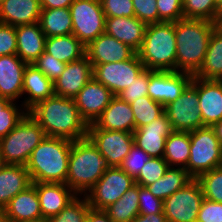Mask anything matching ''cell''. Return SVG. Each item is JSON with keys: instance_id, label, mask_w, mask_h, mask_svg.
I'll list each match as a JSON object with an SVG mask.
<instances>
[{"instance_id": "cell-40", "label": "cell", "mask_w": 222, "mask_h": 222, "mask_svg": "<svg viewBox=\"0 0 222 222\" xmlns=\"http://www.w3.org/2000/svg\"><path fill=\"white\" fill-rule=\"evenodd\" d=\"M16 102L11 101L4 109L0 111V139L6 136L28 111L20 104L17 106Z\"/></svg>"}, {"instance_id": "cell-10", "label": "cell", "mask_w": 222, "mask_h": 222, "mask_svg": "<svg viewBox=\"0 0 222 222\" xmlns=\"http://www.w3.org/2000/svg\"><path fill=\"white\" fill-rule=\"evenodd\" d=\"M135 184V179L120 167H110L85 196L91 208L104 210Z\"/></svg>"}, {"instance_id": "cell-6", "label": "cell", "mask_w": 222, "mask_h": 222, "mask_svg": "<svg viewBox=\"0 0 222 222\" xmlns=\"http://www.w3.org/2000/svg\"><path fill=\"white\" fill-rule=\"evenodd\" d=\"M45 138L42 127L28 113L17 126L0 139V156L6 164L24 165Z\"/></svg>"}, {"instance_id": "cell-53", "label": "cell", "mask_w": 222, "mask_h": 222, "mask_svg": "<svg viewBox=\"0 0 222 222\" xmlns=\"http://www.w3.org/2000/svg\"><path fill=\"white\" fill-rule=\"evenodd\" d=\"M211 128L214 130L216 137L222 145V120L215 123Z\"/></svg>"}, {"instance_id": "cell-37", "label": "cell", "mask_w": 222, "mask_h": 222, "mask_svg": "<svg viewBox=\"0 0 222 222\" xmlns=\"http://www.w3.org/2000/svg\"><path fill=\"white\" fill-rule=\"evenodd\" d=\"M90 208L86 196L77 195L64 209L46 222H86Z\"/></svg>"}, {"instance_id": "cell-25", "label": "cell", "mask_w": 222, "mask_h": 222, "mask_svg": "<svg viewBox=\"0 0 222 222\" xmlns=\"http://www.w3.org/2000/svg\"><path fill=\"white\" fill-rule=\"evenodd\" d=\"M16 29L17 56L27 64H33L44 52L46 36L39 23L19 25Z\"/></svg>"}, {"instance_id": "cell-23", "label": "cell", "mask_w": 222, "mask_h": 222, "mask_svg": "<svg viewBox=\"0 0 222 222\" xmlns=\"http://www.w3.org/2000/svg\"><path fill=\"white\" fill-rule=\"evenodd\" d=\"M24 97L21 105L29 111L37 103L54 95L53 82L48 79L36 66L27 64L23 74L22 95Z\"/></svg>"}, {"instance_id": "cell-35", "label": "cell", "mask_w": 222, "mask_h": 222, "mask_svg": "<svg viewBox=\"0 0 222 222\" xmlns=\"http://www.w3.org/2000/svg\"><path fill=\"white\" fill-rule=\"evenodd\" d=\"M130 105L134 114L135 129L149 124L164 112V106L149 96L140 97Z\"/></svg>"}, {"instance_id": "cell-5", "label": "cell", "mask_w": 222, "mask_h": 222, "mask_svg": "<svg viewBox=\"0 0 222 222\" xmlns=\"http://www.w3.org/2000/svg\"><path fill=\"white\" fill-rule=\"evenodd\" d=\"M137 54L146 69L176 71L174 22L148 24Z\"/></svg>"}, {"instance_id": "cell-3", "label": "cell", "mask_w": 222, "mask_h": 222, "mask_svg": "<svg viewBox=\"0 0 222 222\" xmlns=\"http://www.w3.org/2000/svg\"><path fill=\"white\" fill-rule=\"evenodd\" d=\"M71 146L69 139L45 136L26 164L32 182L66 184Z\"/></svg>"}, {"instance_id": "cell-36", "label": "cell", "mask_w": 222, "mask_h": 222, "mask_svg": "<svg viewBox=\"0 0 222 222\" xmlns=\"http://www.w3.org/2000/svg\"><path fill=\"white\" fill-rule=\"evenodd\" d=\"M217 0H183V15L186 19H202L217 23Z\"/></svg>"}, {"instance_id": "cell-2", "label": "cell", "mask_w": 222, "mask_h": 222, "mask_svg": "<svg viewBox=\"0 0 222 222\" xmlns=\"http://www.w3.org/2000/svg\"><path fill=\"white\" fill-rule=\"evenodd\" d=\"M217 26V23L202 19L183 18L174 22L176 71L195 75L200 70L210 37Z\"/></svg>"}, {"instance_id": "cell-16", "label": "cell", "mask_w": 222, "mask_h": 222, "mask_svg": "<svg viewBox=\"0 0 222 222\" xmlns=\"http://www.w3.org/2000/svg\"><path fill=\"white\" fill-rule=\"evenodd\" d=\"M172 132L171 123L163 112L149 124L134 130V144L151 157H163L166 139Z\"/></svg>"}, {"instance_id": "cell-7", "label": "cell", "mask_w": 222, "mask_h": 222, "mask_svg": "<svg viewBox=\"0 0 222 222\" xmlns=\"http://www.w3.org/2000/svg\"><path fill=\"white\" fill-rule=\"evenodd\" d=\"M222 166V145L211 127L190 132V156L185 169L197 179L201 174Z\"/></svg>"}, {"instance_id": "cell-59", "label": "cell", "mask_w": 222, "mask_h": 222, "mask_svg": "<svg viewBox=\"0 0 222 222\" xmlns=\"http://www.w3.org/2000/svg\"><path fill=\"white\" fill-rule=\"evenodd\" d=\"M217 81L221 84V88H222V78L217 79Z\"/></svg>"}, {"instance_id": "cell-41", "label": "cell", "mask_w": 222, "mask_h": 222, "mask_svg": "<svg viewBox=\"0 0 222 222\" xmlns=\"http://www.w3.org/2000/svg\"><path fill=\"white\" fill-rule=\"evenodd\" d=\"M149 69H144L133 81L129 87L121 91L117 96L127 102L132 103L136 99L148 96Z\"/></svg>"}, {"instance_id": "cell-24", "label": "cell", "mask_w": 222, "mask_h": 222, "mask_svg": "<svg viewBox=\"0 0 222 222\" xmlns=\"http://www.w3.org/2000/svg\"><path fill=\"white\" fill-rule=\"evenodd\" d=\"M146 27L147 24L136 17H106L105 32L137 52Z\"/></svg>"}, {"instance_id": "cell-33", "label": "cell", "mask_w": 222, "mask_h": 222, "mask_svg": "<svg viewBox=\"0 0 222 222\" xmlns=\"http://www.w3.org/2000/svg\"><path fill=\"white\" fill-rule=\"evenodd\" d=\"M190 156V132L173 131L165 142L163 158L170 167L185 168Z\"/></svg>"}, {"instance_id": "cell-52", "label": "cell", "mask_w": 222, "mask_h": 222, "mask_svg": "<svg viewBox=\"0 0 222 222\" xmlns=\"http://www.w3.org/2000/svg\"><path fill=\"white\" fill-rule=\"evenodd\" d=\"M132 222H167L165 214H148V215H137Z\"/></svg>"}, {"instance_id": "cell-18", "label": "cell", "mask_w": 222, "mask_h": 222, "mask_svg": "<svg viewBox=\"0 0 222 222\" xmlns=\"http://www.w3.org/2000/svg\"><path fill=\"white\" fill-rule=\"evenodd\" d=\"M91 78L93 66L86 56L67 63L64 72L53 82L54 95L75 98Z\"/></svg>"}, {"instance_id": "cell-14", "label": "cell", "mask_w": 222, "mask_h": 222, "mask_svg": "<svg viewBox=\"0 0 222 222\" xmlns=\"http://www.w3.org/2000/svg\"><path fill=\"white\" fill-rule=\"evenodd\" d=\"M192 77L187 72L149 70L148 96L166 107L181 95Z\"/></svg>"}, {"instance_id": "cell-19", "label": "cell", "mask_w": 222, "mask_h": 222, "mask_svg": "<svg viewBox=\"0 0 222 222\" xmlns=\"http://www.w3.org/2000/svg\"><path fill=\"white\" fill-rule=\"evenodd\" d=\"M39 197L42 218L47 220L64 209L77 194L64 183L32 182Z\"/></svg>"}, {"instance_id": "cell-15", "label": "cell", "mask_w": 222, "mask_h": 222, "mask_svg": "<svg viewBox=\"0 0 222 222\" xmlns=\"http://www.w3.org/2000/svg\"><path fill=\"white\" fill-rule=\"evenodd\" d=\"M113 97L114 94L93 77L74 100L81 118L90 125L101 115Z\"/></svg>"}, {"instance_id": "cell-50", "label": "cell", "mask_w": 222, "mask_h": 222, "mask_svg": "<svg viewBox=\"0 0 222 222\" xmlns=\"http://www.w3.org/2000/svg\"><path fill=\"white\" fill-rule=\"evenodd\" d=\"M74 0H40L42 9L69 8Z\"/></svg>"}, {"instance_id": "cell-30", "label": "cell", "mask_w": 222, "mask_h": 222, "mask_svg": "<svg viewBox=\"0 0 222 222\" xmlns=\"http://www.w3.org/2000/svg\"><path fill=\"white\" fill-rule=\"evenodd\" d=\"M194 76L205 80L222 78V25L213 30L204 63Z\"/></svg>"}, {"instance_id": "cell-54", "label": "cell", "mask_w": 222, "mask_h": 222, "mask_svg": "<svg viewBox=\"0 0 222 222\" xmlns=\"http://www.w3.org/2000/svg\"><path fill=\"white\" fill-rule=\"evenodd\" d=\"M217 24L222 25V0H218Z\"/></svg>"}, {"instance_id": "cell-39", "label": "cell", "mask_w": 222, "mask_h": 222, "mask_svg": "<svg viewBox=\"0 0 222 222\" xmlns=\"http://www.w3.org/2000/svg\"><path fill=\"white\" fill-rule=\"evenodd\" d=\"M169 167L163 157H151L135 178V183L146 187L161 178Z\"/></svg>"}, {"instance_id": "cell-38", "label": "cell", "mask_w": 222, "mask_h": 222, "mask_svg": "<svg viewBox=\"0 0 222 222\" xmlns=\"http://www.w3.org/2000/svg\"><path fill=\"white\" fill-rule=\"evenodd\" d=\"M197 180L202 186L204 198L222 203V166L201 174Z\"/></svg>"}, {"instance_id": "cell-51", "label": "cell", "mask_w": 222, "mask_h": 222, "mask_svg": "<svg viewBox=\"0 0 222 222\" xmlns=\"http://www.w3.org/2000/svg\"><path fill=\"white\" fill-rule=\"evenodd\" d=\"M86 222H112L104 210L90 208L87 213Z\"/></svg>"}, {"instance_id": "cell-26", "label": "cell", "mask_w": 222, "mask_h": 222, "mask_svg": "<svg viewBox=\"0 0 222 222\" xmlns=\"http://www.w3.org/2000/svg\"><path fill=\"white\" fill-rule=\"evenodd\" d=\"M40 0H4L0 4V23L19 26L39 22Z\"/></svg>"}, {"instance_id": "cell-21", "label": "cell", "mask_w": 222, "mask_h": 222, "mask_svg": "<svg viewBox=\"0 0 222 222\" xmlns=\"http://www.w3.org/2000/svg\"><path fill=\"white\" fill-rule=\"evenodd\" d=\"M27 63L17 55L0 56V97L10 101L22 98L23 74Z\"/></svg>"}, {"instance_id": "cell-17", "label": "cell", "mask_w": 222, "mask_h": 222, "mask_svg": "<svg viewBox=\"0 0 222 222\" xmlns=\"http://www.w3.org/2000/svg\"><path fill=\"white\" fill-rule=\"evenodd\" d=\"M137 52L106 32L86 46L85 56L92 65L117 63L131 59Z\"/></svg>"}, {"instance_id": "cell-4", "label": "cell", "mask_w": 222, "mask_h": 222, "mask_svg": "<svg viewBox=\"0 0 222 222\" xmlns=\"http://www.w3.org/2000/svg\"><path fill=\"white\" fill-rule=\"evenodd\" d=\"M109 168L107 159L88 137L72 141L66 184L77 195H86Z\"/></svg>"}, {"instance_id": "cell-48", "label": "cell", "mask_w": 222, "mask_h": 222, "mask_svg": "<svg viewBox=\"0 0 222 222\" xmlns=\"http://www.w3.org/2000/svg\"><path fill=\"white\" fill-rule=\"evenodd\" d=\"M17 55L16 29L0 23V56Z\"/></svg>"}, {"instance_id": "cell-42", "label": "cell", "mask_w": 222, "mask_h": 222, "mask_svg": "<svg viewBox=\"0 0 222 222\" xmlns=\"http://www.w3.org/2000/svg\"><path fill=\"white\" fill-rule=\"evenodd\" d=\"M150 158V155L134 144L120 168L135 179Z\"/></svg>"}, {"instance_id": "cell-20", "label": "cell", "mask_w": 222, "mask_h": 222, "mask_svg": "<svg viewBox=\"0 0 222 222\" xmlns=\"http://www.w3.org/2000/svg\"><path fill=\"white\" fill-rule=\"evenodd\" d=\"M88 128L118 130L133 133L135 119L131 105L114 96L101 115Z\"/></svg>"}, {"instance_id": "cell-34", "label": "cell", "mask_w": 222, "mask_h": 222, "mask_svg": "<svg viewBox=\"0 0 222 222\" xmlns=\"http://www.w3.org/2000/svg\"><path fill=\"white\" fill-rule=\"evenodd\" d=\"M104 211L112 222H132L139 214L138 184L129 188L115 203Z\"/></svg>"}, {"instance_id": "cell-45", "label": "cell", "mask_w": 222, "mask_h": 222, "mask_svg": "<svg viewBox=\"0 0 222 222\" xmlns=\"http://www.w3.org/2000/svg\"><path fill=\"white\" fill-rule=\"evenodd\" d=\"M157 10L163 22H176L184 18L183 0H157Z\"/></svg>"}, {"instance_id": "cell-43", "label": "cell", "mask_w": 222, "mask_h": 222, "mask_svg": "<svg viewBox=\"0 0 222 222\" xmlns=\"http://www.w3.org/2000/svg\"><path fill=\"white\" fill-rule=\"evenodd\" d=\"M48 79L54 82L63 72L66 63L56 60L45 51L33 63Z\"/></svg>"}, {"instance_id": "cell-13", "label": "cell", "mask_w": 222, "mask_h": 222, "mask_svg": "<svg viewBox=\"0 0 222 222\" xmlns=\"http://www.w3.org/2000/svg\"><path fill=\"white\" fill-rule=\"evenodd\" d=\"M87 137L110 167H120L134 145L133 133L125 131L88 128Z\"/></svg>"}, {"instance_id": "cell-32", "label": "cell", "mask_w": 222, "mask_h": 222, "mask_svg": "<svg viewBox=\"0 0 222 222\" xmlns=\"http://www.w3.org/2000/svg\"><path fill=\"white\" fill-rule=\"evenodd\" d=\"M38 23L46 38L72 34L69 8L42 9Z\"/></svg>"}, {"instance_id": "cell-12", "label": "cell", "mask_w": 222, "mask_h": 222, "mask_svg": "<svg viewBox=\"0 0 222 222\" xmlns=\"http://www.w3.org/2000/svg\"><path fill=\"white\" fill-rule=\"evenodd\" d=\"M92 66L93 77L108 88L114 96L136 81V77L145 69L137 53L125 61Z\"/></svg>"}, {"instance_id": "cell-29", "label": "cell", "mask_w": 222, "mask_h": 222, "mask_svg": "<svg viewBox=\"0 0 222 222\" xmlns=\"http://www.w3.org/2000/svg\"><path fill=\"white\" fill-rule=\"evenodd\" d=\"M85 50L86 47L73 34L48 37L45 40L44 51L66 64L83 58Z\"/></svg>"}, {"instance_id": "cell-31", "label": "cell", "mask_w": 222, "mask_h": 222, "mask_svg": "<svg viewBox=\"0 0 222 222\" xmlns=\"http://www.w3.org/2000/svg\"><path fill=\"white\" fill-rule=\"evenodd\" d=\"M194 178L182 167H169L166 173L146 188L157 198L164 201L176 191L185 187Z\"/></svg>"}, {"instance_id": "cell-11", "label": "cell", "mask_w": 222, "mask_h": 222, "mask_svg": "<svg viewBox=\"0 0 222 222\" xmlns=\"http://www.w3.org/2000/svg\"><path fill=\"white\" fill-rule=\"evenodd\" d=\"M203 199L202 186L193 179L163 201L167 222H196Z\"/></svg>"}, {"instance_id": "cell-47", "label": "cell", "mask_w": 222, "mask_h": 222, "mask_svg": "<svg viewBox=\"0 0 222 222\" xmlns=\"http://www.w3.org/2000/svg\"><path fill=\"white\" fill-rule=\"evenodd\" d=\"M139 215L163 212V201L155 197L146 187L138 185Z\"/></svg>"}, {"instance_id": "cell-49", "label": "cell", "mask_w": 222, "mask_h": 222, "mask_svg": "<svg viewBox=\"0 0 222 222\" xmlns=\"http://www.w3.org/2000/svg\"><path fill=\"white\" fill-rule=\"evenodd\" d=\"M196 222H222V203L204 198Z\"/></svg>"}, {"instance_id": "cell-8", "label": "cell", "mask_w": 222, "mask_h": 222, "mask_svg": "<svg viewBox=\"0 0 222 222\" xmlns=\"http://www.w3.org/2000/svg\"><path fill=\"white\" fill-rule=\"evenodd\" d=\"M198 105V77L193 75L181 95L164 107L173 131L191 132L204 127Z\"/></svg>"}, {"instance_id": "cell-46", "label": "cell", "mask_w": 222, "mask_h": 222, "mask_svg": "<svg viewBox=\"0 0 222 222\" xmlns=\"http://www.w3.org/2000/svg\"><path fill=\"white\" fill-rule=\"evenodd\" d=\"M105 17H135L132 0H100Z\"/></svg>"}, {"instance_id": "cell-56", "label": "cell", "mask_w": 222, "mask_h": 222, "mask_svg": "<svg viewBox=\"0 0 222 222\" xmlns=\"http://www.w3.org/2000/svg\"><path fill=\"white\" fill-rule=\"evenodd\" d=\"M7 219H6V216L4 214V208H1L0 207V222H6Z\"/></svg>"}, {"instance_id": "cell-57", "label": "cell", "mask_w": 222, "mask_h": 222, "mask_svg": "<svg viewBox=\"0 0 222 222\" xmlns=\"http://www.w3.org/2000/svg\"><path fill=\"white\" fill-rule=\"evenodd\" d=\"M6 166L5 161L2 159V157L0 156V171Z\"/></svg>"}, {"instance_id": "cell-9", "label": "cell", "mask_w": 222, "mask_h": 222, "mask_svg": "<svg viewBox=\"0 0 222 222\" xmlns=\"http://www.w3.org/2000/svg\"><path fill=\"white\" fill-rule=\"evenodd\" d=\"M69 10L72 34L85 47L105 32L106 17L100 0H74Z\"/></svg>"}, {"instance_id": "cell-55", "label": "cell", "mask_w": 222, "mask_h": 222, "mask_svg": "<svg viewBox=\"0 0 222 222\" xmlns=\"http://www.w3.org/2000/svg\"><path fill=\"white\" fill-rule=\"evenodd\" d=\"M11 101L6 98L0 97V111L4 109Z\"/></svg>"}, {"instance_id": "cell-27", "label": "cell", "mask_w": 222, "mask_h": 222, "mask_svg": "<svg viewBox=\"0 0 222 222\" xmlns=\"http://www.w3.org/2000/svg\"><path fill=\"white\" fill-rule=\"evenodd\" d=\"M4 214L7 220H44L40 211V202L35 186L32 184L26 190L15 195L4 207Z\"/></svg>"}, {"instance_id": "cell-1", "label": "cell", "mask_w": 222, "mask_h": 222, "mask_svg": "<svg viewBox=\"0 0 222 222\" xmlns=\"http://www.w3.org/2000/svg\"><path fill=\"white\" fill-rule=\"evenodd\" d=\"M28 114L42 127L45 136L71 141L87 137L88 125L81 118L74 98L53 95L37 103Z\"/></svg>"}, {"instance_id": "cell-44", "label": "cell", "mask_w": 222, "mask_h": 222, "mask_svg": "<svg viewBox=\"0 0 222 222\" xmlns=\"http://www.w3.org/2000/svg\"><path fill=\"white\" fill-rule=\"evenodd\" d=\"M135 17L148 24L163 22L158 17L157 0H132Z\"/></svg>"}, {"instance_id": "cell-28", "label": "cell", "mask_w": 222, "mask_h": 222, "mask_svg": "<svg viewBox=\"0 0 222 222\" xmlns=\"http://www.w3.org/2000/svg\"><path fill=\"white\" fill-rule=\"evenodd\" d=\"M31 185L26 166L6 164L0 171V207L4 208L15 195Z\"/></svg>"}, {"instance_id": "cell-58", "label": "cell", "mask_w": 222, "mask_h": 222, "mask_svg": "<svg viewBox=\"0 0 222 222\" xmlns=\"http://www.w3.org/2000/svg\"><path fill=\"white\" fill-rule=\"evenodd\" d=\"M6 222H46V220H40V221H14V220H7Z\"/></svg>"}, {"instance_id": "cell-22", "label": "cell", "mask_w": 222, "mask_h": 222, "mask_svg": "<svg viewBox=\"0 0 222 222\" xmlns=\"http://www.w3.org/2000/svg\"><path fill=\"white\" fill-rule=\"evenodd\" d=\"M198 100L204 127L222 120V88L217 80L198 78Z\"/></svg>"}]
</instances>
